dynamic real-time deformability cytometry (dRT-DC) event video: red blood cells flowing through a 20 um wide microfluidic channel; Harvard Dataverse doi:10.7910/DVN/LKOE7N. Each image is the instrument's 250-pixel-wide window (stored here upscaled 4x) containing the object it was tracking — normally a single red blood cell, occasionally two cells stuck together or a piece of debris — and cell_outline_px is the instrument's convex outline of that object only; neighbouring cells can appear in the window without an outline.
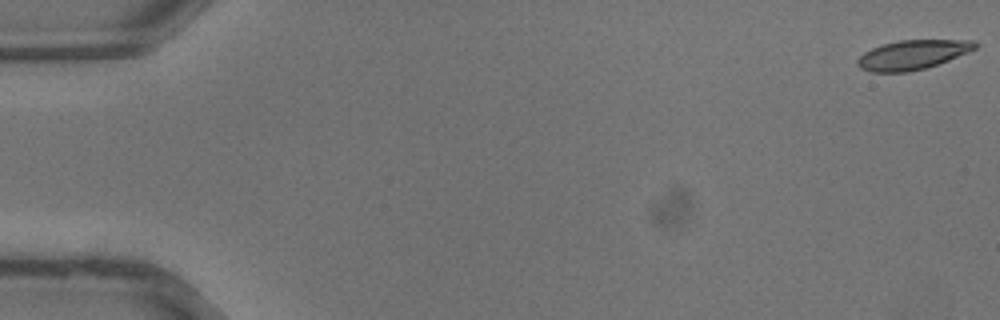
{"species": "common noctule bat (a hibernating species)", "species_latin": "Nyctalus noctula", "temperature_condition": "warm", "stored_images_in_passage": 37, "camera_frame_rate_fps": 3000, "um_per_image_px": 0.085, "animal": {"sex": "male", "body_mass_g": 13.3}, "frame": {"image": 1, "passage_image": 1, "time_ms": 0.0, "image_size_px": [1000, 320], "cell_outline_px": [[976, 48], [968, 52], [948, 60], [924, 68], [908, 72], [872, 72], [860, 68], [856, 64], [856, 60], [864, 52], [880, 44], [900, 40], [972, 40], [976, 44]], "centroid_in_image_um": [77.51, 4.65], "position_along_channel_um": 7.5, "area_um2": 20.0}}
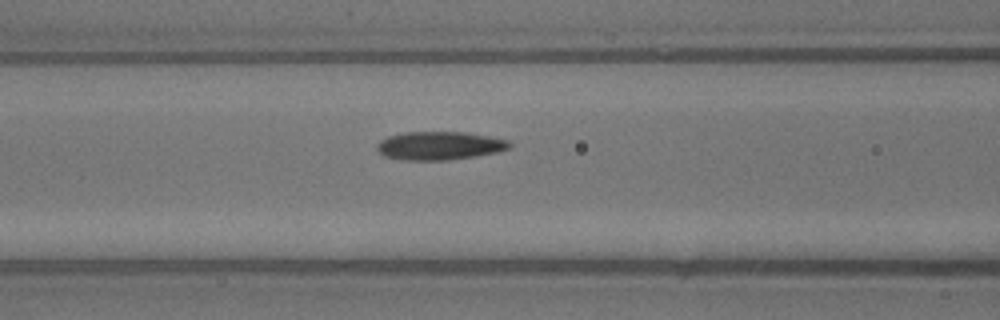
{"frame": {"image": 2, "passage_image": 16, "time_ms": 5.0, "image_size_px": [1000, 320], "cell_outline_px": [[512, 148], [496, 152], [476, 156], [448, 160], [400, 160], [384, 156], [376, 152], [376, 144], [380, 140], [388, 136], [404, 132], [464, 132], [488, 136], [508, 140], [512, 144]], "centroid_in_image_um": [37.32, 12.39], "position_along_channel_um": 129.3, "area_um2": 22.14}}
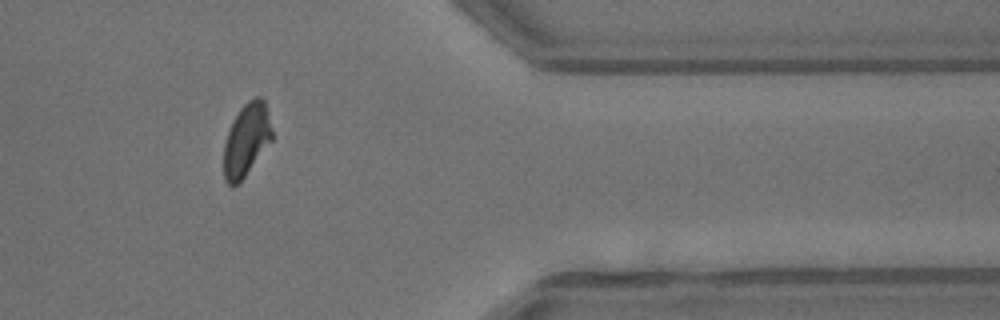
{"frame": {"image": 3, "passage_image": 31, "time_ms": 10.0, "image_size_px": [1000, 320], "cell_outline_px": [[272, 140], [244, 176], [232, 188], [224, 180], [224, 144], [228, 132], [240, 108], [248, 100], [256, 96], [260, 96], [264, 100], [272, 128]], "centroid_in_image_um": [20.95, 11.87], "position_along_channel_um": 390.5, "area_um2": 20.11}}